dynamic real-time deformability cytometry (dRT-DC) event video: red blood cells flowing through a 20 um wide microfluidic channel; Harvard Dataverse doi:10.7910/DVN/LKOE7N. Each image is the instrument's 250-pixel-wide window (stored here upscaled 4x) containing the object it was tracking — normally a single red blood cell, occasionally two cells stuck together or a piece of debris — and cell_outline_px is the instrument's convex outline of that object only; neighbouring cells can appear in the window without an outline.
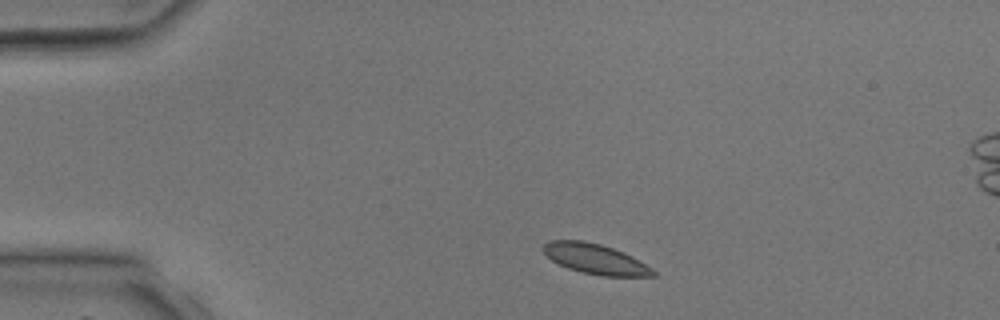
{"species": "common noctule bat (a hibernating species)", "species_latin": "Nyctalus noctula", "temperature_condition": "room temperature", "stored_images_in_passage": 2, "camera_frame_rate_fps": 3000, "um_per_image_px": 0.085, "animal": {"sex": "male", "body_mass_g": 17.9, "forearm_length_mm": 54.2}, "frame": {"image": 1, "passage_image": 1, "time_ms": 0.0, "image_size_px": [1000, 320], "cell_outline_px": [[656, 276], [604, 276], [580, 272], [568, 268], [552, 260], [544, 252], [544, 244], [548, 240], [584, 240], [600, 244], [624, 252], [632, 256], [652, 268], [656, 272]], "centroid_in_image_um": [50.62, 22.01], "position_along_channel_um": 34.4, "area_um2": 19.19}}